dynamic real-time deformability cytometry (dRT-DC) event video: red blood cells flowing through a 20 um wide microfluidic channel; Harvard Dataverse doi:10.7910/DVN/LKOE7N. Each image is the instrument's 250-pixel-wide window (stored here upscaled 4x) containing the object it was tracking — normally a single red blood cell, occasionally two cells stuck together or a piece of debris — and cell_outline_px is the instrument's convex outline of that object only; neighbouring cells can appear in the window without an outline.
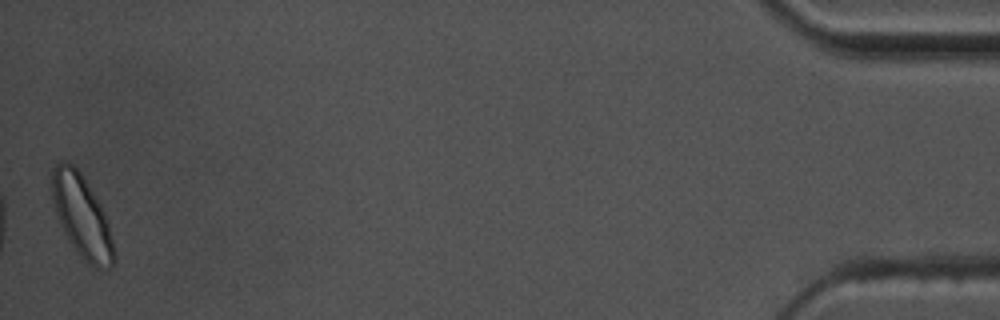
{"species": "common noctule bat (a hibernating species)", "species_latin": "Nyctalus noctula", "temperature_condition": "warm", "stored_images_in_passage": 41, "camera_frame_rate_fps": 3000, "um_per_image_px": 0.085, "animal": {"sex": "male", "body_mass_g": 17.5, "forearm_length_mm": 52.3}, "frame": {"image": 1, "passage_image": 41, "time_ms": 13.333, "image_size_px": [1000, 320], "cell_outline_px": [[116, 260], [108, 268], [96, 268], [88, 264], [80, 256], [68, 240], [56, 216], [52, 200], [52, 168], [60, 160], [64, 160], [72, 164], [80, 172], [100, 204], [104, 212], [108, 224], [116, 252]], "centroid_in_image_um": [6.95, 18.4], "position_along_channel_um": 428.3, "area_um2": 29.77}, "authors_computed_cell_mechanics": {"area_um2": 19.5942, "velocity_mm_per_s": 3.595, "shape_relaxation_time_tau1_ms": 3.6739, "shape_relaxation_time_tau2_ms": 1.3399, "deformation_change_tau1": 0.086, "deformation_change_tau2": 0.0514}}